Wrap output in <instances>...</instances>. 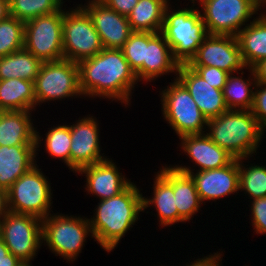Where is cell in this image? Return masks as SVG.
Listing matches in <instances>:
<instances>
[{
  "label": "cell",
  "instance_id": "42",
  "mask_svg": "<svg viewBox=\"0 0 266 266\" xmlns=\"http://www.w3.org/2000/svg\"><path fill=\"white\" fill-rule=\"evenodd\" d=\"M9 212L7 191L0 188V220Z\"/></svg>",
  "mask_w": 266,
  "mask_h": 266
},
{
  "label": "cell",
  "instance_id": "27",
  "mask_svg": "<svg viewBox=\"0 0 266 266\" xmlns=\"http://www.w3.org/2000/svg\"><path fill=\"white\" fill-rule=\"evenodd\" d=\"M247 70L250 74L246 77L248 79L243 77L244 70L231 73L227 78L223 88V96L229 110H251L252 108L257 82L253 69L248 67Z\"/></svg>",
  "mask_w": 266,
  "mask_h": 266
},
{
  "label": "cell",
  "instance_id": "40",
  "mask_svg": "<svg viewBox=\"0 0 266 266\" xmlns=\"http://www.w3.org/2000/svg\"><path fill=\"white\" fill-rule=\"evenodd\" d=\"M257 83L266 84V59L260 60L252 67Z\"/></svg>",
  "mask_w": 266,
  "mask_h": 266
},
{
  "label": "cell",
  "instance_id": "7",
  "mask_svg": "<svg viewBox=\"0 0 266 266\" xmlns=\"http://www.w3.org/2000/svg\"><path fill=\"white\" fill-rule=\"evenodd\" d=\"M49 177L36 164L18 178L7 191L9 211L41 219L53 212V190Z\"/></svg>",
  "mask_w": 266,
  "mask_h": 266
},
{
  "label": "cell",
  "instance_id": "45",
  "mask_svg": "<svg viewBox=\"0 0 266 266\" xmlns=\"http://www.w3.org/2000/svg\"><path fill=\"white\" fill-rule=\"evenodd\" d=\"M253 1L255 3H257L262 8L263 11H264V9H266V0H253Z\"/></svg>",
  "mask_w": 266,
  "mask_h": 266
},
{
  "label": "cell",
  "instance_id": "37",
  "mask_svg": "<svg viewBox=\"0 0 266 266\" xmlns=\"http://www.w3.org/2000/svg\"><path fill=\"white\" fill-rule=\"evenodd\" d=\"M211 86L223 90L229 73L213 66H189Z\"/></svg>",
  "mask_w": 266,
  "mask_h": 266
},
{
  "label": "cell",
  "instance_id": "15",
  "mask_svg": "<svg viewBox=\"0 0 266 266\" xmlns=\"http://www.w3.org/2000/svg\"><path fill=\"white\" fill-rule=\"evenodd\" d=\"M179 140V147L182 152L194 164H192V168L194 167V169L190 165H179L178 163L177 165H171L175 170L182 173L188 174L194 171L223 168L235 159L226 150L215 144L206 133L185 135L180 137Z\"/></svg>",
  "mask_w": 266,
  "mask_h": 266
},
{
  "label": "cell",
  "instance_id": "10",
  "mask_svg": "<svg viewBox=\"0 0 266 266\" xmlns=\"http://www.w3.org/2000/svg\"><path fill=\"white\" fill-rule=\"evenodd\" d=\"M76 5L63 9L62 39L64 59L78 63L97 55L103 46L88 13Z\"/></svg>",
  "mask_w": 266,
  "mask_h": 266
},
{
  "label": "cell",
  "instance_id": "47",
  "mask_svg": "<svg viewBox=\"0 0 266 266\" xmlns=\"http://www.w3.org/2000/svg\"><path fill=\"white\" fill-rule=\"evenodd\" d=\"M191 2L192 5H197L196 3H200L201 0H189Z\"/></svg>",
  "mask_w": 266,
  "mask_h": 266
},
{
  "label": "cell",
  "instance_id": "19",
  "mask_svg": "<svg viewBox=\"0 0 266 266\" xmlns=\"http://www.w3.org/2000/svg\"><path fill=\"white\" fill-rule=\"evenodd\" d=\"M176 78L186 87L207 120L229 110L223 90L211 86L187 64L179 65Z\"/></svg>",
  "mask_w": 266,
  "mask_h": 266
},
{
  "label": "cell",
  "instance_id": "39",
  "mask_svg": "<svg viewBox=\"0 0 266 266\" xmlns=\"http://www.w3.org/2000/svg\"><path fill=\"white\" fill-rule=\"evenodd\" d=\"M222 256V257H221ZM224 253L223 251L214 252L211 255L208 254L206 256L203 255V257L198 258L196 260L190 261L189 263H186V266H223L222 259H223ZM183 264V266H185Z\"/></svg>",
  "mask_w": 266,
  "mask_h": 266
},
{
  "label": "cell",
  "instance_id": "8",
  "mask_svg": "<svg viewBox=\"0 0 266 266\" xmlns=\"http://www.w3.org/2000/svg\"><path fill=\"white\" fill-rule=\"evenodd\" d=\"M197 5L210 35L236 37L263 11L253 0H201Z\"/></svg>",
  "mask_w": 266,
  "mask_h": 266
},
{
  "label": "cell",
  "instance_id": "46",
  "mask_svg": "<svg viewBox=\"0 0 266 266\" xmlns=\"http://www.w3.org/2000/svg\"><path fill=\"white\" fill-rule=\"evenodd\" d=\"M19 266H33L32 262H22Z\"/></svg>",
  "mask_w": 266,
  "mask_h": 266
},
{
  "label": "cell",
  "instance_id": "43",
  "mask_svg": "<svg viewBox=\"0 0 266 266\" xmlns=\"http://www.w3.org/2000/svg\"><path fill=\"white\" fill-rule=\"evenodd\" d=\"M9 15V0H0V21Z\"/></svg>",
  "mask_w": 266,
  "mask_h": 266
},
{
  "label": "cell",
  "instance_id": "14",
  "mask_svg": "<svg viewBox=\"0 0 266 266\" xmlns=\"http://www.w3.org/2000/svg\"><path fill=\"white\" fill-rule=\"evenodd\" d=\"M188 66H213L229 74L247 69L237 37L208 35Z\"/></svg>",
  "mask_w": 266,
  "mask_h": 266
},
{
  "label": "cell",
  "instance_id": "31",
  "mask_svg": "<svg viewBox=\"0 0 266 266\" xmlns=\"http://www.w3.org/2000/svg\"><path fill=\"white\" fill-rule=\"evenodd\" d=\"M250 157L238 159L239 166V191L247 194L248 199H258L266 196V164L249 165ZM245 160V161H244ZM248 160V161H247ZM246 164V162L248 164Z\"/></svg>",
  "mask_w": 266,
  "mask_h": 266
},
{
  "label": "cell",
  "instance_id": "20",
  "mask_svg": "<svg viewBox=\"0 0 266 266\" xmlns=\"http://www.w3.org/2000/svg\"><path fill=\"white\" fill-rule=\"evenodd\" d=\"M153 192L151 197L143 196V213L149 207L155 208L159 225L167 228L178 223V210L176 208L173 192V167L169 164L161 166L153 178Z\"/></svg>",
  "mask_w": 266,
  "mask_h": 266
},
{
  "label": "cell",
  "instance_id": "3",
  "mask_svg": "<svg viewBox=\"0 0 266 266\" xmlns=\"http://www.w3.org/2000/svg\"><path fill=\"white\" fill-rule=\"evenodd\" d=\"M206 131L215 144L235 159L254 158L266 133L250 110H228L209 119Z\"/></svg>",
  "mask_w": 266,
  "mask_h": 266
},
{
  "label": "cell",
  "instance_id": "17",
  "mask_svg": "<svg viewBox=\"0 0 266 266\" xmlns=\"http://www.w3.org/2000/svg\"><path fill=\"white\" fill-rule=\"evenodd\" d=\"M115 163L112 158H107L83 167L76 173L86 177L84 192L87 195L91 194L99 200L109 199L119 195L133 183L121 173Z\"/></svg>",
  "mask_w": 266,
  "mask_h": 266
},
{
  "label": "cell",
  "instance_id": "48",
  "mask_svg": "<svg viewBox=\"0 0 266 266\" xmlns=\"http://www.w3.org/2000/svg\"><path fill=\"white\" fill-rule=\"evenodd\" d=\"M167 4H171L170 1L171 0H164Z\"/></svg>",
  "mask_w": 266,
  "mask_h": 266
},
{
  "label": "cell",
  "instance_id": "44",
  "mask_svg": "<svg viewBox=\"0 0 266 266\" xmlns=\"http://www.w3.org/2000/svg\"><path fill=\"white\" fill-rule=\"evenodd\" d=\"M22 262H0V266H19Z\"/></svg>",
  "mask_w": 266,
  "mask_h": 266
},
{
  "label": "cell",
  "instance_id": "32",
  "mask_svg": "<svg viewBox=\"0 0 266 266\" xmlns=\"http://www.w3.org/2000/svg\"><path fill=\"white\" fill-rule=\"evenodd\" d=\"M64 3L63 0H9V14L25 23L61 10Z\"/></svg>",
  "mask_w": 266,
  "mask_h": 266
},
{
  "label": "cell",
  "instance_id": "5",
  "mask_svg": "<svg viewBox=\"0 0 266 266\" xmlns=\"http://www.w3.org/2000/svg\"><path fill=\"white\" fill-rule=\"evenodd\" d=\"M94 239L87 217L78 214L66 215L52 212L42 219V245H46L55 256L73 263L78 259L87 238Z\"/></svg>",
  "mask_w": 266,
  "mask_h": 266
},
{
  "label": "cell",
  "instance_id": "13",
  "mask_svg": "<svg viewBox=\"0 0 266 266\" xmlns=\"http://www.w3.org/2000/svg\"><path fill=\"white\" fill-rule=\"evenodd\" d=\"M74 123V124H73ZM70 123L71 147L70 170L77 173L81 168L107 159L101 153L99 121L87 114Z\"/></svg>",
  "mask_w": 266,
  "mask_h": 266
},
{
  "label": "cell",
  "instance_id": "22",
  "mask_svg": "<svg viewBox=\"0 0 266 266\" xmlns=\"http://www.w3.org/2000/svg\"><path fill=\"white\" fill-rule=\"evenodd\" d=\"M36 160V145L0 146V188L8 191Z\"/></svg>",
  "mask_w": 266,
  "mask_h": 266
},
{
  "label": "cell",
  "instance_id": "18",
  "mask_svg": "<svg viewBox=\"0 0 266 266\" xmlns=\"http://www.w3.org/2000/svg\"><path fill=\"white\" fill-rule=\"evenodd\" d=\"M195 182L196 190L204 205L205 202H216L223 197L229 198L232 194L239 193V166L238 159L229 165L206 171L188 173Z\"/></svg>",
  "mask_w": 266,
  "mask_h": 266
},
{
  "label": "cell",
  "instance_id": "28",
  "mask_svg": "<svg viewBox=\"0 0 266 266\" xmlns=\"http://www.w3.org/2000/svg\"><path fill=\"white\" fill-rule=\"evenodd\" d=\"M167 5L164 0H139L127 16L133 32L160 33Z\"/></svg>",
  "mask_w": 266,
  "mask_h": 266
},
{
  "label": "cell",
  "instance_id": "4",
  "mask_svg": "<svg viewBox=\"0 0 266 266\" xmlns=\"http://www.w3.org/2000/svg\"><path fill=\"white\" fill-rule=\"evenodd\" d=\"M189 3L186 7L178 6L177 9L168 4L160 32L171 47L174 59L180 65L190 62L209 35L199 7H195L196 5L190 7Z\"/></svg>",
  "mask_w": 266,
  "mask_h": 266
},
{
  "label": "cell",
  "instance_id": "35",
  "mask_svg": "<svg viewBox=\"0 0 266 266\" xmlns=\"http://www.w3.org/2000/svg\"><path fill=\"white\" fill-rule=\"evenodd\" d=\"M251 204L249 218L254 234L266 235V196L254 200H248Z\"/></svg>",
  "mask_w": 266,
  "mask_h": 266
},
{
  "label": "cell",
  "instance_id": "34",
  "mask_svg": "<svg viewBox=\"0 0 266 266\" xmlns=\"http://www.w3.org/2000/svg\"><path fill=\"white\" fill-rule=\"evenodd\" d=\"M156 34L157 33L151 32H133L121 49L130 68L134 72L143 65L146 54V45H148V42Z\"/></svg>",
  "mask_w": 266,
  "mask_h": 266
},
{
  "label": "cell",
  "instance_id": "9",
  "mask_svg": "<svg viewBox=\"0 0 266 266\" xmlns=\"http://www.w3.org/2000/svg\"><path fill=\"white\" fill-rule=\"evenodd\" d=\"M34 88L36 108L55 100L84 98L79 86L78 64L68 59L43 62Z\"/></svg>",
  "mask_w": 266,
  "mask_h": 266
},
{
  "label": "cell",
  "instance_id": "25",
  "mask_svg": "<svg viewBox=\"0 0 266 266\" xmlns=\"http://www.w3.org/2000/svg\"><path fill=\"white\" fill-rule=\"evenodd\" d=\"M0 111H36L34 82L19 78L0 80Z\"/></svg>",
  "mask_w": 266,
  "mask_h": 266
},
{
  "label": "cell",
  "instance_id": "2",
  "mask_svg": "<svg viewBox=\"0 0 266 266\" xmlns=\"http://www.w3.org/2000/svg\"><path fill=\"white\" fill-rule=\"evenodd\" d=\"M135 183L115 197L99 200L89 224L94 241L110 253L133 228L143 212V193ZM140 214V215H139Z\"/></svg>",
  "mask_w": 266,
  "mask_h": 266
},
{
  "label": "cell",
  "instance_id": "16",
  "mask_svg": "<svg viewBox=\"0 0 266 266\" xmlns=\"http://www.w3.org/2000/svg\"><path fill=\"white\" fill-rule=\"evenodd\" d=\"M79 4L89 15L100 36L103 48L122 49L133 33L126 16L109 8L101 0H85Z\"/></svg>",
  "mask_w": 266,
  "mask_h": 266
},
{
  "label": "cell",
  "instance_id": "11",
  "mask_svg": "<svg viewBox=\"0 0 266 266\" xmlns=\"http://www.w3.org/2000/svg\"><path fill=\"white\" fill-rule=\"evenodd\" d=\"M0 238L21 262H32L42 246V219L9 211L0 220Z\"/></svg>",
  "mask_w": 266,
  "mask_h": 266
},
{
  "label": "cell",
  "instance_id": "26",
  "mask_svg": "<svg viewBox=\"0 0 266 266\" xmlns=\"http://www.w3.org/2000/svg\"><path fill=\"white\" fill-rule=\"evenodd\" d=\"M173 192L178 210V223H189L202 208L195 182L189 174L173 168Z\"/></svg>",
  "mask_w": 266,
  "mask_h": 266
},
{
  "label": "cell",
  "instance_id": "12",
  "mask_svg": "<svg viewBox=\"0 0 266 266\" xmlns=\"http://www.w3.org/2000/svg\"><path fill=\"white\" fill-rule=\"evenodd\" d=\"M63 8L25 22L24 48L42 62L64 59Z\"/></svg>",
  "mask_w": 266,
  "mask_h": 266
},
{
  "label": "cell",
  "instance_id": "1",
  "mask_svg": "<svg viewBox=\"0 0 266 266\" xmlns=\"http://www.w3.org/2000/svg\"><path fill=\"white\" fill-rule=\"evenodd\" d=\"M77 64L79 86L85 99L106 98L111 102L119 101L124 108L131 105V96L139 81L121 49L103 48L97 55Z\"/></svg>",
  "mask_w": 266,
  "mask_h": 266
},
{
  "label": "cell",
  "instance_id": "36",
  "mask_svg": "<svg viewBox=\"0 0 266 266\" xmlns=\"http://www.w3.org/2000/svg\"><path fill=\"white\" fill-rule=\"evenodd\" d=\"M250 111L257 119L260 127L266 132V84L256 83Z\"/></svg>",
  "mask_w": 266,
  "mask_h": 266
},
{
  "label": "cell",
  "instance_id": "30",
  "mask_svg": "<svg viewBox=\"0 0 266 266\" xmlns=\"http://www.w3.org/2000/svg\"><path fill=\"white\" fill-rule=\"evenodd\" d=\"M48 129V132L44 134V138H42L43 135H40L41 132L36 130V156H39V148H41L40 146H42L41 144L43 143V147L45 146L44 148H46L44 151L48 153V157L52 156V158L60 159L70 170V125L66 123L62 125L58 124Z\"/></svg>",
  "mask_w": 266,
  "mask_h": 266
},
{
  "label": "cell",
  "instance_id": "29",
  "mask_svg": "<svg viewBox=\"0 0 266 266\" xmlns=\"http://www.w3.org/2000/svg\"><path fill=\"white\" fill-rule=\"evenodd\" d=\"M43 62L25 48L0 57V80L19 78L35 82Z\"/></svg>",
  "mask_w": 266,
  "mask_h": 266
},
{
  "label": "cell",
  "instance_id": "23",
  "mask_svg": "<svg viewBox=\"0 0 266 266\" xmlns=\"http://www.w3.org/2000/svg\"><path fill=\"white\" fill-rule=\"evenodd\" d=\"M33 111H0V146L36 145Z\"/></svg>",
  "mask_w": 266,
  "mask_h": 266
},
{
  "label": "cell",
  "instance_id": "41",
  "mask_svg": "<svg viewBox=\"0 0 266 266\" xmlns=\"http://www.w3.org/2000/svg\"><path fill=\"white\" fill-rule=\"evenodd\" d=\"M0 262H21L9 251V249L6 247L1 238H0Z\"/></svg>",
  "mask_w": 266,
  "mask_h": 266
},
{
  "label": "cell",
  "instance_id": "24",
  "mask_svg": "<svg viewBox=\"0 0 266 266\" xmlns=\"http://www.w3.org/2000/svg\"><path fill=\"white\" fill-rule=\"evenodd\" d=\"M236 37L247 68L266 59V10L257 15Z\"/></svg>",
  "mask_w": 266,
  "mask_h": 266
},
{
  "label": "cell",
  "instance_id": "33",
  "mask_svg": "<svg viewBox=\"0 0 266 266\" xmlns=\"http://www.w3.org/2000/svg\"><path fill=\"white\" fill-rule=\"evenodd\" d=\"M25 23L9 15L0 21V57L24 48Z\"/></svg>",
  "mask_w": 266,
  "mask_h": 266
},
{
  "label": "cell",
  "instance_id": "6",
  "mask_svg": "<svg viewBox=\"0 0 266 266\" xmlns=\"http://www.w3.org/2000/svg\"><path fill=\"white\" fill-rule=\"evenodd\" d=\"M173 80L159 92L163 119L178 138L206 133L208 120L186 87L177 78L173 77Z\"/></svg>",
  "mask_w": 266,
  "mask_h": 266
},
{
  "label": "cell",
  "instance_id": "38",
  "mask_svg": "<svg viewBox=\"0 0 266 266\" xmlns=\"http://www.w3.org/2000/svg\"><path fill=\"white\" fill-rule=\"evenodd\" d=\"M109 8L123 16H128L139 0H101Z\"/></svg>",
  "mask_w": 266,
  "mask_h": 266
},
{
  "label": "cell",
  "instance_id": "21",
  "mask_svg": "<svg viewBox=\"0 0 266 266\" xmlns=\"http://www.w3.org/2000/svg\"><path fill=\"white\" fill-rule=\"evenodd\" d=\"M179 63L174 59L171 47L161 33H157L146 45L143 65L135 72L140 84L155 82L164 75L178 73ZM155 80V81H153Z\"/></svg>",
  "mask_w": 266,
  "mask_h": 266
}]
</instances>
